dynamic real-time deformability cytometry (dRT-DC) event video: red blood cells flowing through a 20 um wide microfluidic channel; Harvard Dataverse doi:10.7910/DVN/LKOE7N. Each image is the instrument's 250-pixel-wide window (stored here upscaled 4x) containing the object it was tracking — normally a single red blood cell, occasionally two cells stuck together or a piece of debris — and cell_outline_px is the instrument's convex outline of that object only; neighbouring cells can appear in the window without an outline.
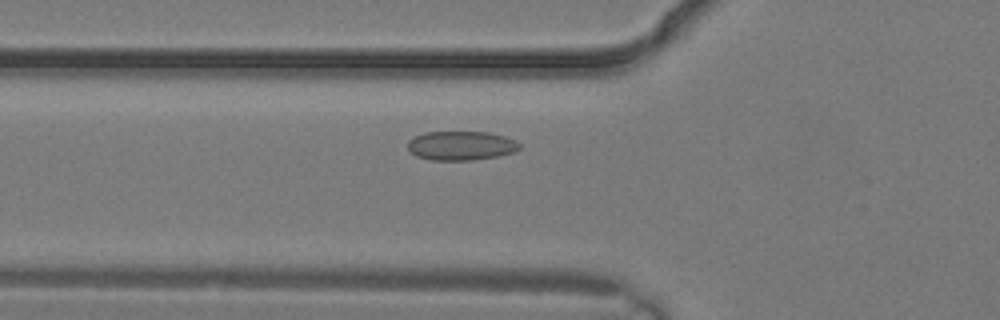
{"species": "common noctule bat (a hibernating species)", "species_latin": "Nyctalus noctula", "temperature_condition": "warm", "stored_images_in_passage": 3, "camera_frame_rate_fps": 3000, "um_per_image_px": 0.085, "animal": {"sex": "male", "body_mass_g": 19.2, "forearm_length_mm": 51.8}, "frame": {"image": 1, "passage_image": 3, "time_ms": 0.667, "image_size_px": [1000, 320], "cell_outline_px": [[520, 148], [512, 152], [496, 156], [472, 160], [432, 160], [416, 156], [408, 148], [408, 140], [424, 132], [488, 132], [504, 136], [516, 140], [520, 144]], "centroid_in_image_um": [39.18, 12.37], "position_along_channel_um": 86.6, "area_um2": 18.84}}